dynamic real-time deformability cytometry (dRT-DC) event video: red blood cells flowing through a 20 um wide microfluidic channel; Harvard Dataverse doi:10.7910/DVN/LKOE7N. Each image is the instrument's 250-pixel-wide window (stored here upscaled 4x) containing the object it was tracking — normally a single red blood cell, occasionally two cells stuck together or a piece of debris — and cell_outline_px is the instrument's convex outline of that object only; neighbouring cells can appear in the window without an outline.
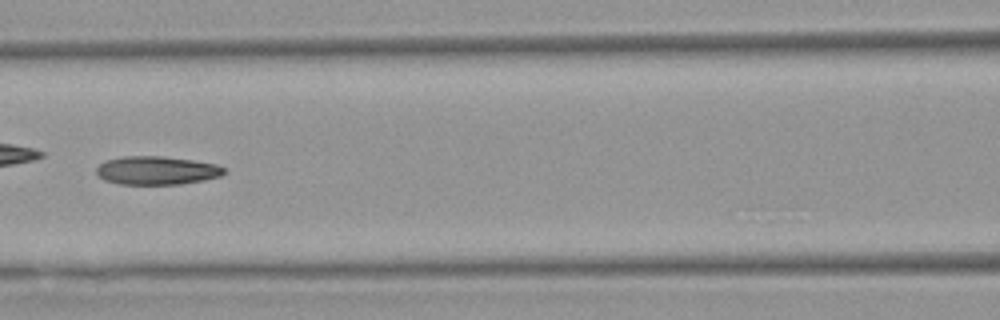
{"species": "Egyptian fruit bat (a non-hibernating species)", "species_latin": "Rousettus aegyptiacus", "temperature_condition": "warm", "stored_images_in_passage": 7, "camera_frame_rate_fps": 3000, "um_per_image_px": 0.085, "animal": {"sex": "female"}, "frame": {"image": 1, "passage_image": 6, "time_ms": 6.667, "image_size_px": [1000, 320], "cell_outline_px": [[224, 172], [220, 176], [204, 180], [180, 184], [120, 184], [104, 180], [96, 172], [96, 168], [104, 160], [124, 156], [164, 156], [192, 160], [216, 164], [224, 168]], "centroid_in_image_um": [13.29, 14.48], "position_along_channel_um": 153.3, "area_um2": 21.1}}
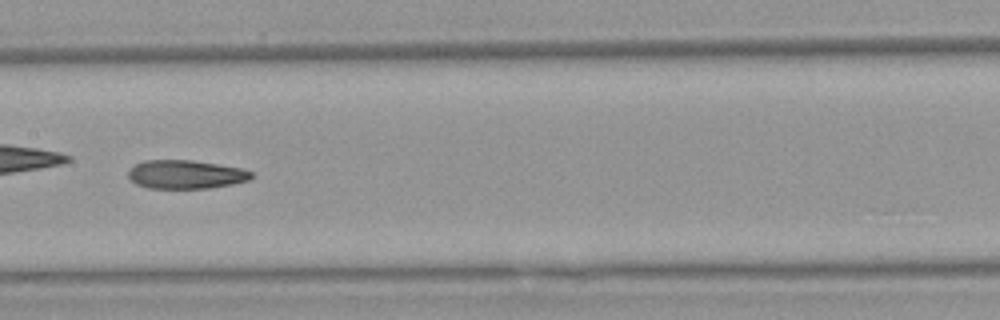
{"frame": {"image": 2, "passage_image": 7, "time_ms": 7.667, "image_size_px": [1000, 320], "cell_outline_px": [[252, 176], [248, 180], [232, 184], [208, 188], [148, 188], [136, 184], [128, 176], [128, 172], [136, 164], [144, 160], [192, 160], [240, 168], [252, 172]], "centroid_in_image_um": [15.77, 14.82], "position_along_channel_um": 191.6, "area_um2": 20.29}}